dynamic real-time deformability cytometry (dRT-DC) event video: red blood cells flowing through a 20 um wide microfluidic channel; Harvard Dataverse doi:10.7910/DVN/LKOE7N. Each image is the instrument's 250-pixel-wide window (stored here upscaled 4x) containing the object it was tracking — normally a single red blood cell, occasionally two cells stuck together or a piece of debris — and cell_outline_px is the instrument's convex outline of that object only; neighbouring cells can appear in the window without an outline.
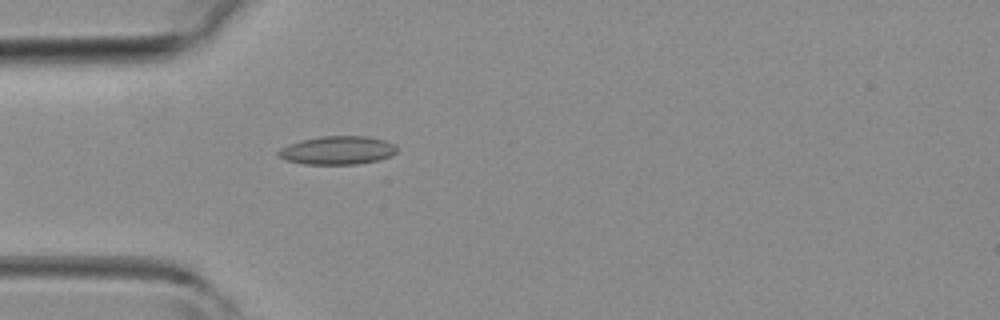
{"species": "common noctule bat (a hibernating species)", "species_latin": "Nyctalus noctula", "temperature_condition": "room temperature", "stored_images_in_passage": 15, "camera_frame_rate_fps": 3000, "um_per_image_px": 0.085, "animal": {"sex": "female", "body_mass_g": 19.3, "forearm_length_mm": 54.1}, "frame": {"image": 1, "passage_image": 1, "time_ms": 0.0, "image_size_px": [1000, 320], "cell_outline_px": [[400, 148], [392, 156], [376, 160], [356, 164], [304, 164], [284, 160], [276, 152], [280, 148], [288, 144], [300, 140], [320, 136], [368, 136], [384, 140]], "centroid_in_image_um": [28.67, 12.77], "position_along_channel_um": 56.3, "area_um2": 19.71}}
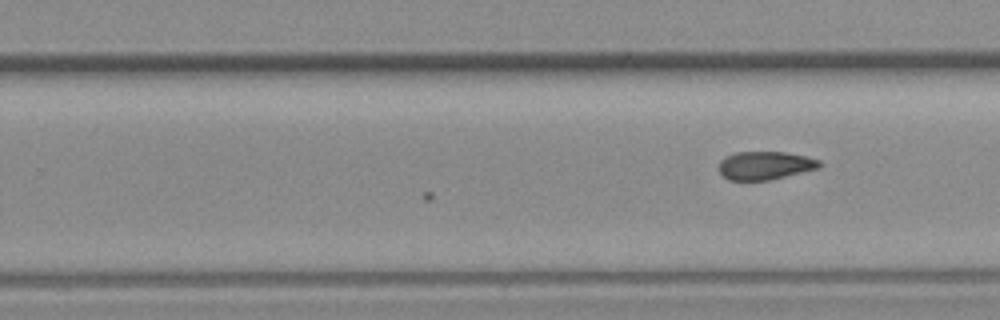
{"frame": {"image": 2, "passage_image": 15, "time_ms": 4.667, "image_size_px": [1000, 320], "cell_outline_px": [[820, 168], [772, 180], [728, 180], [720, 172], [720, 160], [724, 156], [736, 152], [784, 152], [808, 156], [820, 160]], "centroid_in_image_um": [65.05, 14.06], "position_along_channel_um": 264.7, "area_um2": 16.7}}